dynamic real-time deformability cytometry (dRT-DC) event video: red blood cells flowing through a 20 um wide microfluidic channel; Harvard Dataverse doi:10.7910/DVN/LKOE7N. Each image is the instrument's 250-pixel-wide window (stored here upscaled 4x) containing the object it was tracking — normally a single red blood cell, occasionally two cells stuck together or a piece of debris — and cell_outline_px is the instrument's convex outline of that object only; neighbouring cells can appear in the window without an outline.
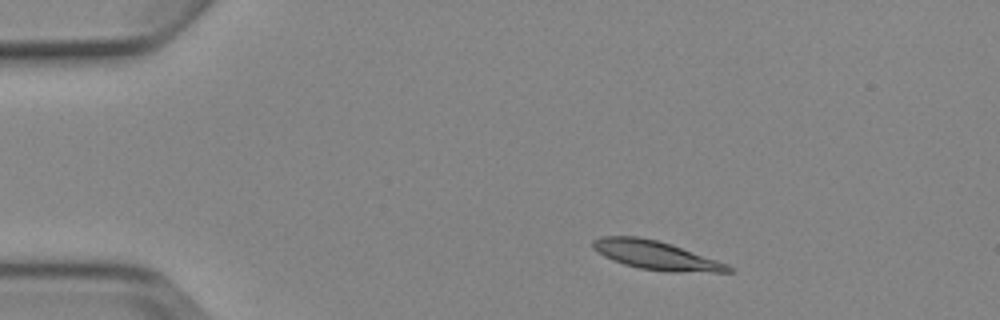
{"species": "Egyptian fruit bat (a non-hibernating species)", "species_latin": "Rousettus aegyptiacus", "temperature_condition": "cold", "stored_images_in_passage": 3, "camera_frame_rate_fps": 3000, "um_per_image_px": 0.085, "animal": {"sex": "female"}, "frame": {"image": 1, "passage_image": 1, "time_ms": 0.0, "image_size_px": [1000, 320], "cell_outline_px": [[732, 272], [664, 272], [640, 268], [624, 264], [612, 260], [604, 256], [592, 248], [592, 240], [600, 236], [640, 236], [672, 244], [728, 264], [732, 268]], "centroid_in_image_um": [55.73, 21.69], "position_along_channel_um": 29.3, "area_um2": 22.77}}